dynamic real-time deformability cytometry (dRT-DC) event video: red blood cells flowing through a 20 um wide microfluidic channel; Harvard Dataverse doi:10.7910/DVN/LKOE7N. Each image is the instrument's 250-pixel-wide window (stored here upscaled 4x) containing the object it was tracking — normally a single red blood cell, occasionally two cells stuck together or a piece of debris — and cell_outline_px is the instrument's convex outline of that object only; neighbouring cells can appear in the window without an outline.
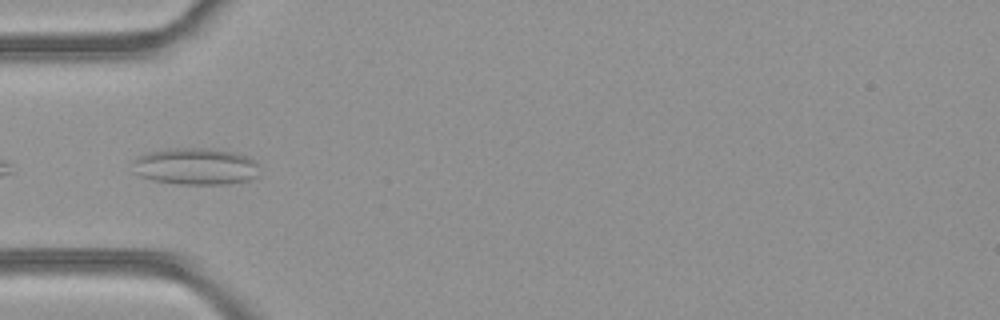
{"species": "common noctule bat (a hibernating species)", "species_latin": "Nyctalus noctula", "temperature_condition": "room temperature", "stored_images_in_passage": 5, "camera_frame_rate_fps": 3000, "um_per_image_px": 0.085, "animal": {"sex": "female", "body_mass_g": 21.9}, "frame": {"image": 1, "passage_image": 4, "time_ms": 1.0, "image_size_px": [1000, 320], "cell_outline_px": [[256, 176], [248, 180], [228, 184], [176, 184], [152, 180], [140, 176], [132, 172], [132, 160], [148, 152], [176, 148], [212, 148], [232, 152], [248, 156], [256, 160]], "centroid_in_image_um": [16.58, 14.14], "position_along_channel_um": 68.4, "area_um2": 27.28}}